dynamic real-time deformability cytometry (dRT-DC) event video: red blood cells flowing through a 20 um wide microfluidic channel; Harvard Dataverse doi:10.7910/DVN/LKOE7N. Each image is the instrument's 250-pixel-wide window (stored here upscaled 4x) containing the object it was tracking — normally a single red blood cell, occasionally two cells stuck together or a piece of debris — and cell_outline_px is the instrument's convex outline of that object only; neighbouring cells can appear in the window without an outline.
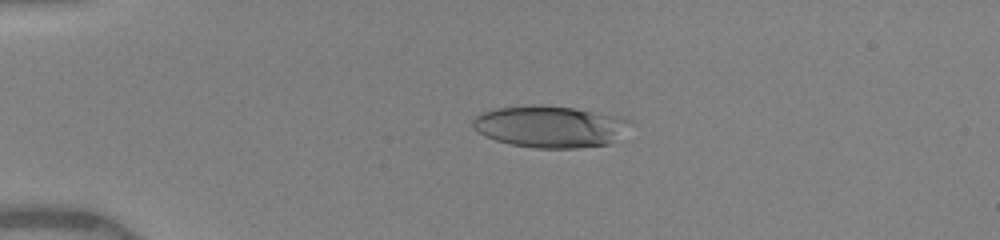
{"species": "human", "species_latin": "Homo sapiens", "temperature_condition": "warm", "stored_images_in_passage": 24, "camera_frame_rate_fps": 3000, "um_per_image_px": 0.085, "donor": {"sex": "female"}, "frame": {"image": 1, "passage_image": 11, "time_ms": 3.667, "image_size_px": [1000, 240], "cell_outline_px": [[632, 124], [608, 144], [576, 148], [536, 148], [512, 144], [496, 140], [484, 136], [472, 128], [472, 120], [480, 112], [496, 108], [532, 104], [540, 104], [576, 108], [616, 116], [632, 120]], "centroid_in_image_um": [46.69, 10.74], "position_along_channel_um": 38.3, "area_um2": 38.32}}
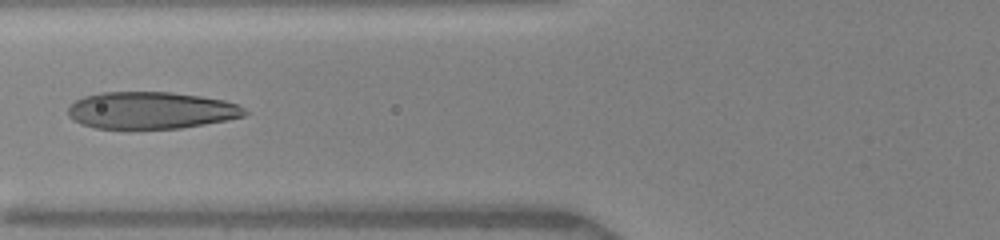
{"frame": {"image": 2, "passage_image": 18, "time_ms": 6.667, "image_size_px": [1000, 240], "cell_outline_px": [[248, 112], [244, 116], [228, 120], [180, 128], [128, 132], [96, 128], [80, 124], [72, 120], [68, 116], [68, 108], [76, 100], [84, 96], [104, 92], [172, 92], [200, 96], [224, 100], [236, 104], [244, 108]], "centroid_in_image_um": [12.78, 9.43], "position_along_channel_um": 113.0, "area_um2": 39.25}}
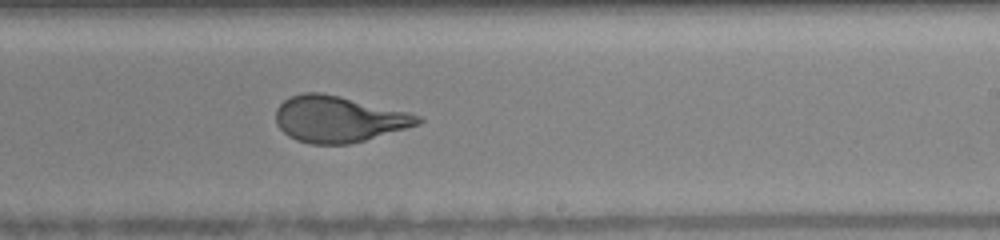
{"frame": {"image": 3, "passage_image": 24, "time_ms": 10.333, "image_size_px": [1000, 240], "cell_outline_px": [[424, 120], [420, 124], [364, 140], [348, 144], [312, 144], [296, 140], [288, 136], [276, 124], [276, 108], [284, 100], [292, 96], [304, 92], [320, 92], [408, 112], [420, 116]], "centroid_in_image_um": [28.75, 10.13], "position_along_channel_um": 260.3, "area_um2": 37.86}}